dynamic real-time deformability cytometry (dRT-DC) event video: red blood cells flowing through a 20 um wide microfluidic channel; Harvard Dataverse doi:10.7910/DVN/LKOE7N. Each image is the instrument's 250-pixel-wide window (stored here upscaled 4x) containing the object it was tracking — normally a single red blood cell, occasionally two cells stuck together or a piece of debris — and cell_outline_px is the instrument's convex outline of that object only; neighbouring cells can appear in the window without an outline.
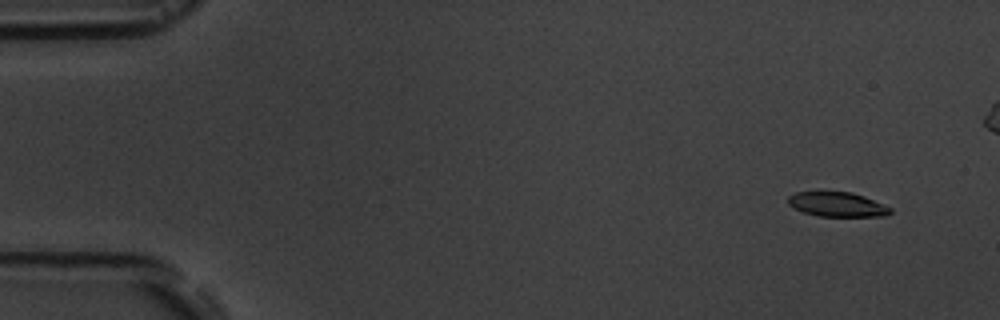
{"species": "common noctule bat (a hibernating species)", "species_latin": "Nyctalus noctula", "temperature_condition": "room temperature", "stored_images_in_passage": 17, "camera_frame_rate_fps": 3000, "um_per_image_px": 0.085, "animal": {"sex": "male", "body_mass_g": 19.5, "forearm_length_mm": 54.6}, "frame": {"image": 1, "passage_image": 1, "time_ms": 0.0, "image_size_px": [1000, 320], "cell_outline_px": [[892, 212], [888, 216], [820, 216], [804, 212], [792, 208], [788, 204], [788, 196], [796, 192], [852, 192], [864, 196], [884, 204], [892, 208]], "centroid_in_image_um": [71.18, 17.38], "position_along_channel_um": 13.8, "area_um2": 14.68}}
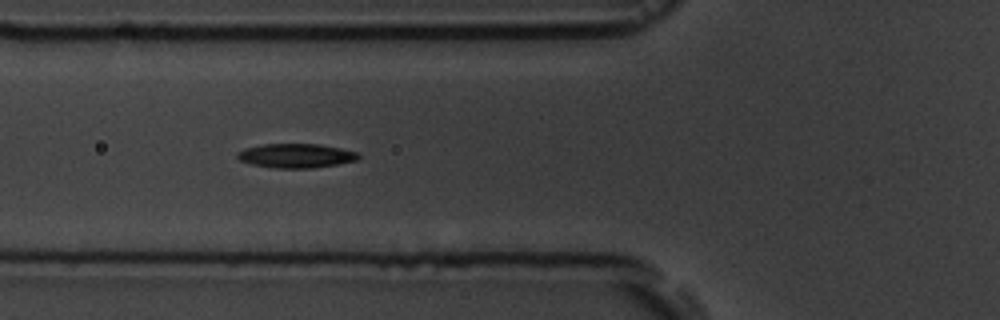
{"frame": {"image": 2, "passage_image": 6, "time_ms": 5.667, "image_size_px": [1000, 320], "cell_outline_px": [[360, 156], [356, 160], [336, 164], [312, 168], [276, 168], [252, 164], [240, 160], [236, 156], [236, 152], [244, 148], [260, 144], [320, 144], [340, 148], [356, 152]], "centroid_in_image_um": [25.11, 13.23], "position_along_channel_um": 100.7, "area_um2": 16.99}}
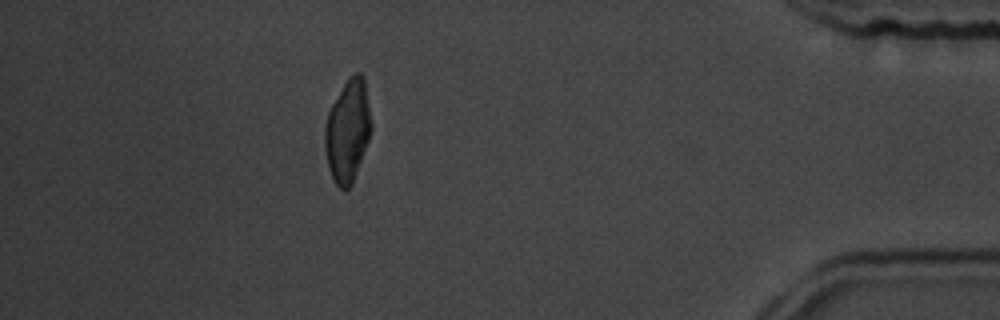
{"frame": {"image": 3, "passage_image": 17, "time_ms": 18.333, "image_size_px": [1000, 320], "cell_outline_px": [[372, 128], [368, 140], [352, 184], [344, 192], [332, 180], [328, 168], [324, 148], [324, 128], [328, 112], [332, 104], [348, 76], [352, 72], [360, 72], [364, 76], [372, 124]], "centroid_in_image_um": [29.54, 11.11], "position_along_channel_um": 405.7, "area_um2": 27.98}, "authors_computed_cell_mechanics": {"area_um2": 16.3574, "velocity_mm_per_s": 3.6267, "shape_relaxation_time_tau1_ms": 3.4951, "shape_relaxation_time_tau2_ms": 10.6498, "deformation_change_tau1": 0.1171, "deformation_change_tau2": 0.1889}}